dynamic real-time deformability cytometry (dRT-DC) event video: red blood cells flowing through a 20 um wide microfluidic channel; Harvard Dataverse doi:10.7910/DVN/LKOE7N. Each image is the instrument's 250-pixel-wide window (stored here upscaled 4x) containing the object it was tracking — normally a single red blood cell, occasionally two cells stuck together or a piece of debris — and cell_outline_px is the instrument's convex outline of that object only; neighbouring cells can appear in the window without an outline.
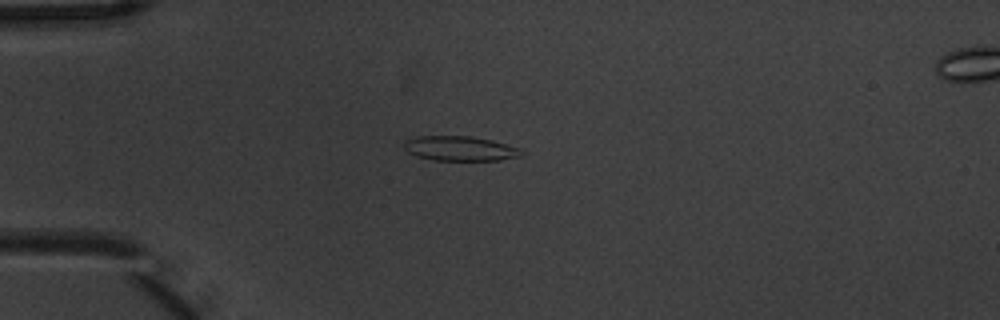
{"species": "common noctule bat (a hibernating species)", "species_latin": "Nyctalus noctula", "temperature_condition": "warm", "stored_images_in_passage": 8, "camera_frame_rate_fps": 3000, "um_per_image_px": 0.085, "animal": {"sex": "male", "body_mass_g": 20.1, "forearm_length_mm": 53.5}, "frame": {"image": 1, "passage_image": 3, "time_ms": 0.667, "image_size_px": [1000, 320], "cell_outline_px": [[520, 156], [500, 160], [432, 160], [416, 156], [408, 152], [404, 148], [404, 140], [416, 136], [472, 136], [492, 140], [520, 148]], "centroid_in_image_um": [39.05, 12.61], "position_along_channel_um": 46.0, "area_um2": 16.88}}
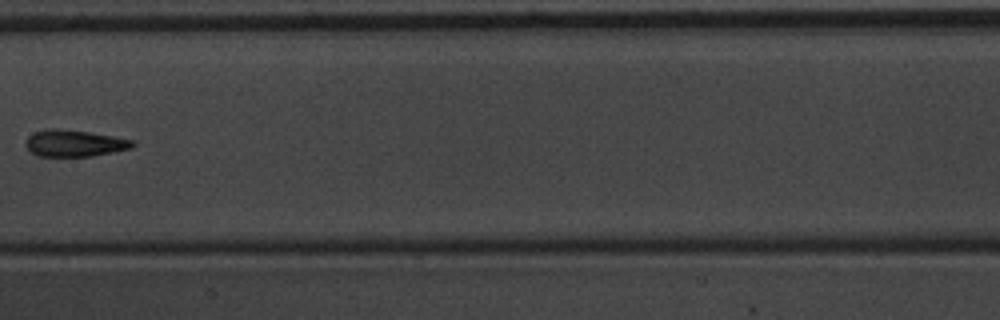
{"frame": {"image": 2, "passage_image": 7, "time_ms": 2.0, "image_size_px": [1000, 320], "cell_outline_px": [[136, 144], [132, 148], [92, 156], [36, 156], [24, 144], [28, 136], [32, 132], [48, 128], [56, 128], [88, 132], [112, 136], [132, 140]], "centroid_in_image_um": [6.29, 12.17], "position_along_channel_um": 201.1, "area_um2": 16.59}}
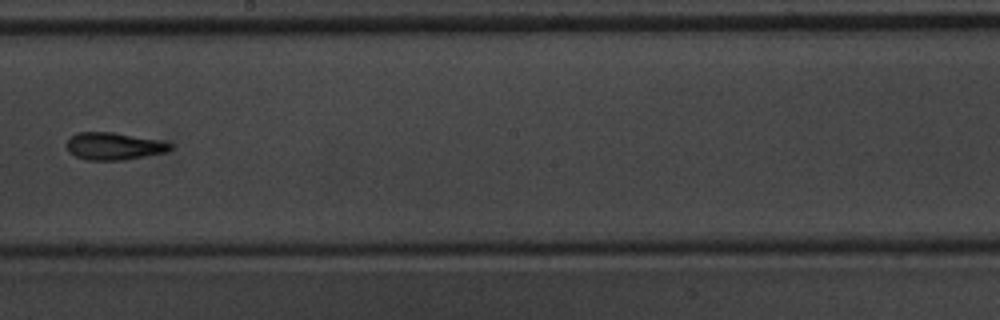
{"frame": {"image": 3, "passage_image": 8, "time_ms": 2.333, "image_size_px": [1000, 320], "cell_outline_px": [[172, 148], [164, 152], [124, 160], [84, 160], [76, 156], [68, 148], [68, 140], [76, 132], [112, 132], [160, 140], [172, 144]], "centroid_in_image_um": [9.69, 12.42], "position_along_channel_um": 238.5, "area_um2": 16.24}}